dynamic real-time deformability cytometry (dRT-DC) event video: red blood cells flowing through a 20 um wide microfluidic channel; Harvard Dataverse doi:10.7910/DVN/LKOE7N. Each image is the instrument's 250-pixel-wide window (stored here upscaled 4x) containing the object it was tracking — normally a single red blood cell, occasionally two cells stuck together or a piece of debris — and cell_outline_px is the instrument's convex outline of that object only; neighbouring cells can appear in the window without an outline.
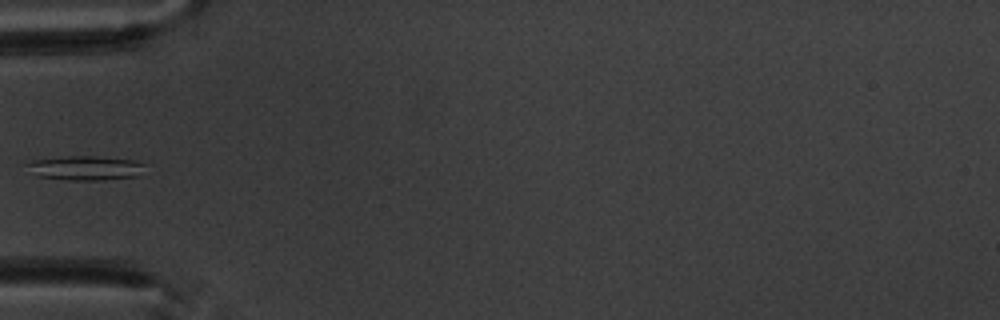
{"species": "common noctule bat (a hibernating species)", "species_latin": "Nyctalus noctula", "temperature_condition": "warm", "stored_images_in_passage": 4, "camera_frame_rate_fps": 3000, "um_per_image_px": 0.085, "animal": {"sex": "male", "body_mass_g": 20.1, "forearm_length_mm": 53.5}, "frame": {"image": 1, "passage_image": 4, "time_ms": 4.333, "image_size_px": [1000, 320], "cell_outline_px": [[144, 164], [136, 176], [104, 180], [68, 180], [36, 176], [24, 164], [32, 160], [68, 156], [96, 156], [136, 160]], "centroid_in_image_um": [7.2, 14.27], "position_along_channel_um": 77.8, "area_um2": 16.65}}